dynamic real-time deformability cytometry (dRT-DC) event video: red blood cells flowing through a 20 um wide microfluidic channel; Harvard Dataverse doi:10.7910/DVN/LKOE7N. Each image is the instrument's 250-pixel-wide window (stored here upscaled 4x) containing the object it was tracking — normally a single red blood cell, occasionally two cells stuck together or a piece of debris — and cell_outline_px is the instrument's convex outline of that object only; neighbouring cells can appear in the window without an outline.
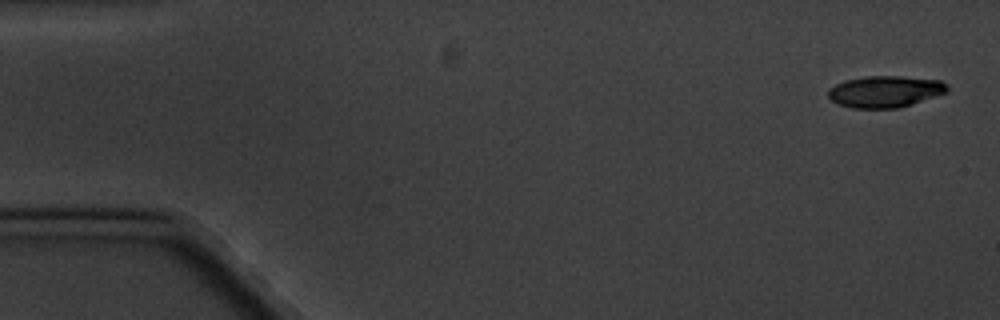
{"species": "common noctule bat (a hibernating species)", "species_latin": "Nyctalus noctula", "temperature_condition": "cold", "stored_images_in_passage": 9, "camera_frame_rate_fps": 3000, "um_per_image_px": 0.085, "animal": {"sex": "male", "body_mass_g": 20.1, "forearm_length_mm": 53.5}, "frame": {"image": 1, "passage_image": 1, "time_ms": 0.0, "image_size_px": [1000, 320], "cell_outline_px": [[948, 92], [896, 108], [852, 108], [836, 104], [828, 96], [828, 88], [844, 80], [864, 76], [900, 76], [940, 80], [948, 84]], "centroid_in_image_um": [75.2, 7.77], "position_along_channel_um": 9.8, "area_um2": 21.91}}
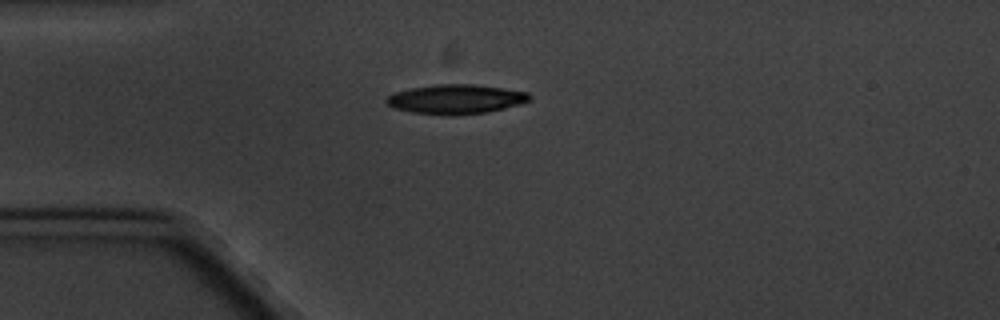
{"frame": {"image": 2, "passage_image": 4, "time_ms": 4.333, "image_size_px": [1000, 320], "cell_outline_px": [[532, 96], [528, 100], [520, 104], [488, 112], [452, 116], [448, 116], [412, 112], [396, 108], [388, 104], [384, 100], [388, 96], [396, 92], [412, 88], [436, 84], [476, 84], [504, 88], [528, 92]], "centroid_in_image_um": [38.77, 8.43], "position_along_channel_um": 46.2, "area_um2": 24.57}}